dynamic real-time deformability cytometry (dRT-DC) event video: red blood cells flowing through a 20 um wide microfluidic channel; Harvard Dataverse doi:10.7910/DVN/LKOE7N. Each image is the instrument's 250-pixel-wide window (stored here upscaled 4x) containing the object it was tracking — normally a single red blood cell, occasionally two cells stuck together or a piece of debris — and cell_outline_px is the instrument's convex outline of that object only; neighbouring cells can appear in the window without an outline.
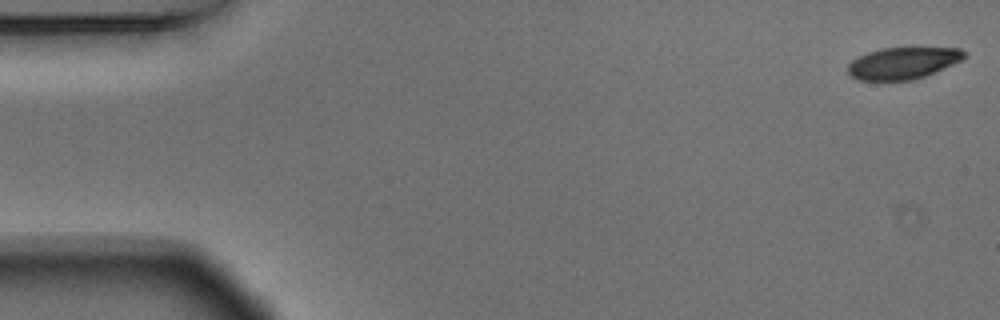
{"species": "Egyptian fruit bat (a non-hibernating species)", "species_latin": "Rousettus aegyptiacus", "temperature_condition": "warm", "stored_images_in_passage": 16, "camera_frame_rate_fps": 3000, "um_per_image_px": 0.085, "animal": {"sex": "male"}, "frame": {"image": 1, "passage_image": 1, "time_ms": 0.0, "image_size_px": [1000, 320], "cell_outline_px": [[968, 56], [952, 64], [924, 76], [912, 80], [860, 80], [852, 76], [848, 72], [848, 64], [852, 60], [868, 52], [880, 48], [960, 48], [968, 52]], "centroid_in_image_um": [76.76, 5.35], "position_along_channel_um": 8.2, "area_um2": 21.33}}
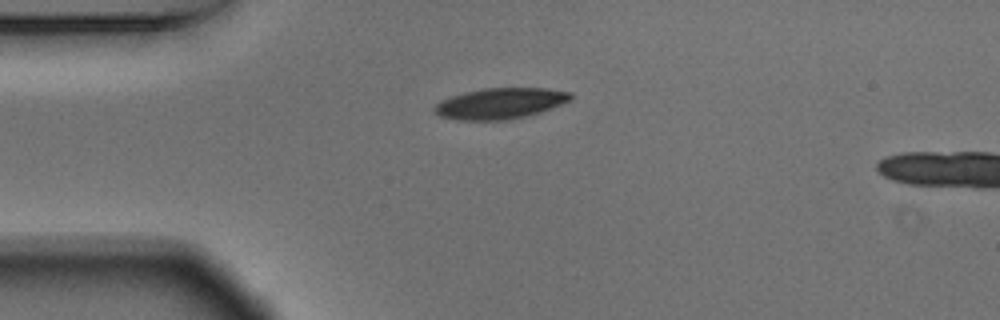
{"frame": {"image": 2, "passage_image": 13, "time_ms": 4.0, "image_size_px": [1000, 320], "cell_outline_px": [[572, 96], [568, 100], [560, 104], [540, 112], [508, 120], [456, 120], [440, 116], [432, 108], [440, 100], [464, 92], [484, 88], [548, 88], [572, 92]], "centroid_in_image_um": [42.48, 8.79], "position_along_channel_um": 42.5, "area_um2": 24.39}}